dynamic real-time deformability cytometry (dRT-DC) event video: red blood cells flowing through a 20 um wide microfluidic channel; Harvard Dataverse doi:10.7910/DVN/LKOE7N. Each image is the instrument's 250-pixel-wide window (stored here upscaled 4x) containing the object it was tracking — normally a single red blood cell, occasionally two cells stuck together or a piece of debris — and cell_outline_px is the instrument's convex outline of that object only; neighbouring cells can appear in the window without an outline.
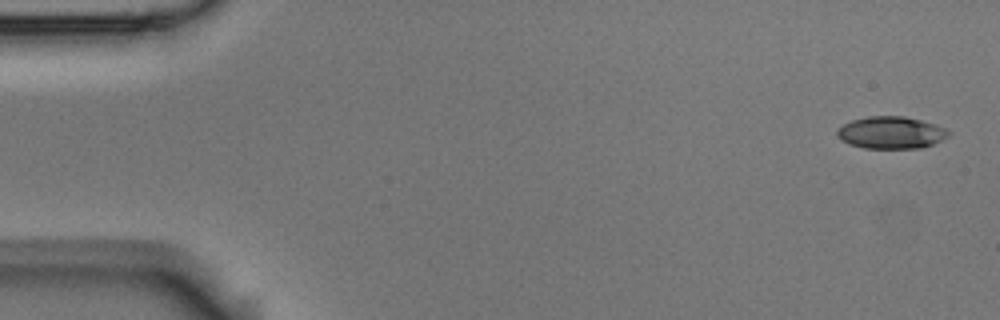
{"species": "Egyptian fruit bat (a non-hibernating species)", "species_latin": "Rousettus aegyptiacus", "temperature_condition": "room temperature", "stored_images_in_passage": 5, "camera_frame_rate_fps": 3000, "um_per_image_px": 0.085, "animal": {"sex": "male"}, "frame": {"image": 1, "passage_image": 1, "time_ms": 0.0, "image_size_px": [1000, 320], "cell_outline_px": [[952, 132], [948, 136], [932, 144], [920, 148], [864, 148], [848, 144], [840, 140], [836, 136], [836, 128], [852, 120], [868, 116], [904, 116], [920, 120], [944, 128]], "centroid_in_image_um": [75.67, 11.27], "position_along_channel_um": 9.3, "area_um2": 20.87}}
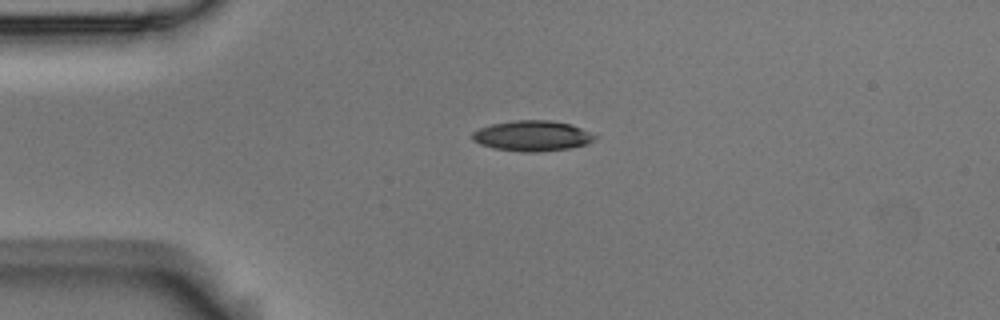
{"frame": {"image": 2, "passage_image": 4, "time_ms": 1.0, "image_size_px": [1000, 320], "cell_outline_px": [[596, 140], [588, 144], [568, 148], [536, 152], [524, 152], [492, 148], [480, 144], [472, 140], [472, 132], [480, 128], [492, 124], [516, 120], [548, 120], [572, 124], [596, 136]], "centroid_in_image_um": [45.23, 11.55], "position_along_channel_um": 39.8, "area_um2": 21.68}}